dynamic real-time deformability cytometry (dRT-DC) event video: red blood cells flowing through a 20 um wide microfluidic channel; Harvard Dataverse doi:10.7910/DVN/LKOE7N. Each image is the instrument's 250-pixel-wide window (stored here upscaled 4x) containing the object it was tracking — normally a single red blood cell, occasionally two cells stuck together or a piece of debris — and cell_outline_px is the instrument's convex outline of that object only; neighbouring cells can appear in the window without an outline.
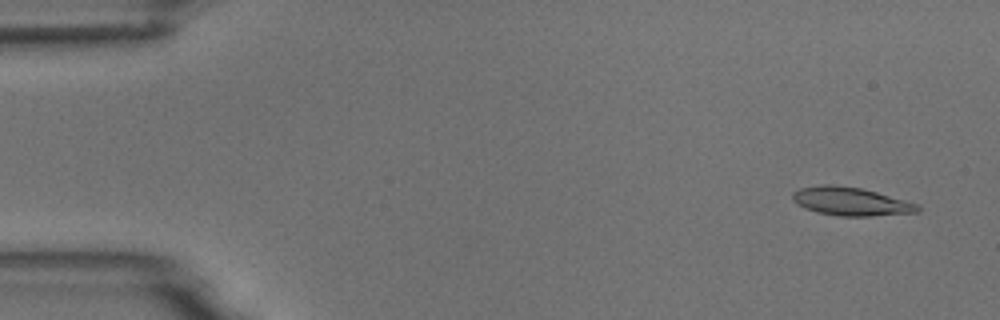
{"species": "common noctule bat (a hibernating species)", "species_latin": "Nyctalus noctula", "temperature_condition": "room temperature", "stored_images_in_passage": 54, "camera_frame_rate_fps": 3000, "um_per_image_px": 0.085, "animal": {"sex": "male", "body_mass_g": 18.8}, "frame": {"image": 1, "passage_image": 3, "time_ms": 0.667, "image_size_px": [1000, 320], "cell_outline_px": [[920, 212], [872, 216], [836, 216], [816, 212], [804, 208], [792, 200], [792, 192], [800, 188], [820, 184], [832, 184], [860, 188], [876, 192], [920, 204]], "centroid_in_image_um": [72.31, 17.12], "position_along_channel_um": 12.7, "area_um2": 20.87}}
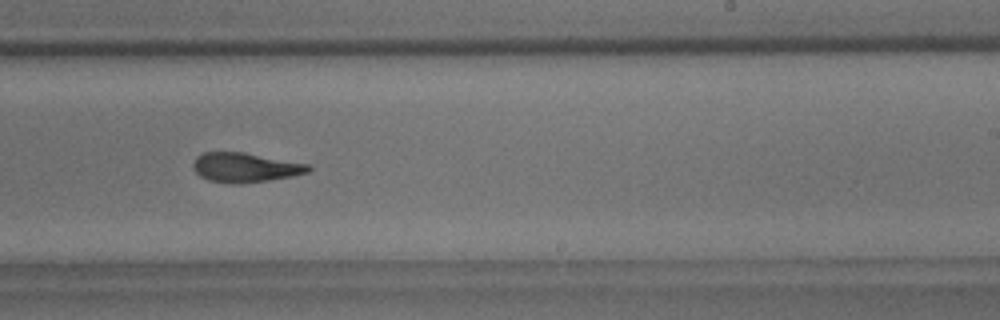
{"frame": {"image": 2, "passage_image": 33, "time_ms": 10.667, "image_size_px": [1000, 320], "cell_outline_px": [[312, 168], [308, 172], [292, 176], [268, 180], [240, 184], [228, 184], [208, 180], [200, 176], [192, 168], [192, 164], [196, 156], [204, 152], [244, 152], [312, 164]], "centroid_in_image_um": [20.84, 14.23], "position_along_channel_um": 268.2, "area_um2": 20.11}}
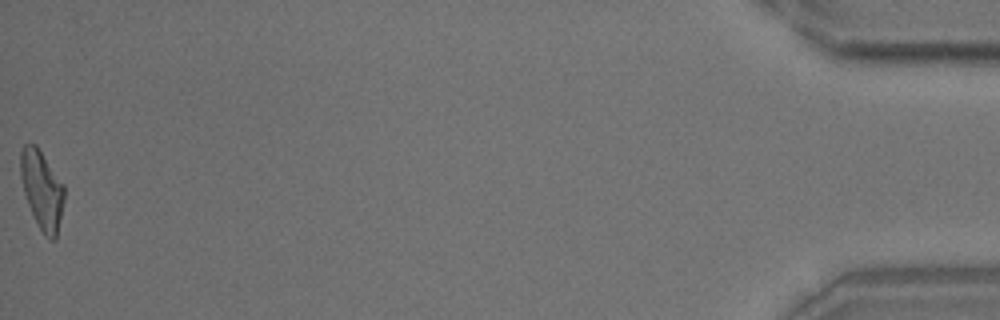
{"frame": {"image": 3, "passage_image": 54, "time_ms": 17.667, "image_size_px": [1000, 320], "cell_outline_px": [[64, 200], [56, 240], [48, 240], [44, 236], [28, 204], [24, 192], [20, 176], [20, 152], [24, 144], [36, 144], [64, 184]], "centroid_in_image_um": [3.57, 16.13], "position_along_channel_um": 431.6, "area_um2": 20.0}, "authors_computed_cell_mechanics": {"area_um2": 20.23, "velocity_mm_per_s": 3.7351, "shape_relaxation_time_tau1_ms": 8.2969, "shape_relaxation_time_tau2_ms": 2.935, "deformation_change_tau1": 0.2365, "deformation_change_tau2": 0.1132}}